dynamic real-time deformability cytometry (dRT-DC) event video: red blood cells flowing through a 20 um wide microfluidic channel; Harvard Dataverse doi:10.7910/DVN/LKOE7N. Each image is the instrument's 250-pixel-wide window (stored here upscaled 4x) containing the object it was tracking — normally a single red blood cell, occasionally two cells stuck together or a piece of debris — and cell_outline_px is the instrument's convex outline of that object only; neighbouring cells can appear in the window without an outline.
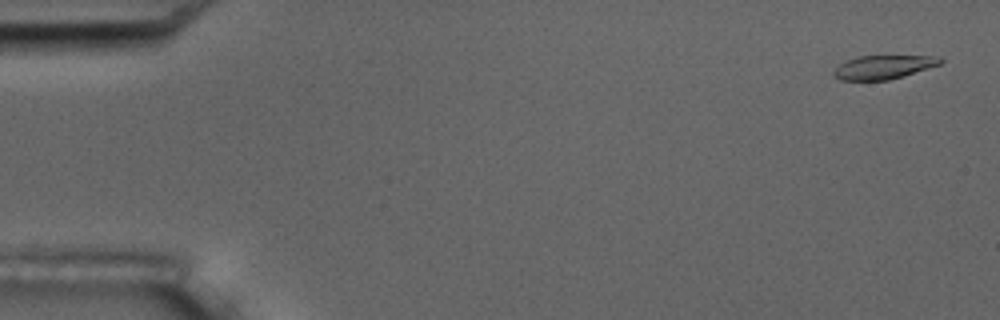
{"species": "common noctule bat (a hibernating species)", "species_latin": "Nyctalus noctula", "temperature_condition": "room temperature", "stored_images_in_passage": 6, "camera_frame_rate_fps": 3000, "um_per_image_px": 0.085, "animal": {"sex": "male", "body_mass_g": 17.5, "forearm_length_mm": 52.3}, "frame": {"image": 1, "passage_image": 1, "time_ms": 0.0, "image_size_px": [1000, 320], "cell_outline_px": [[944, 60], [940, 64], [904, 76], [888, 80], [840, 80], [832, 76], [832, 72], [840, 64], [848, 60], [860, 56], [940, 56]], "centroid_in_image_um": [75.09, 5.71], "position_along_channel_um": 9.9, "area_um2": 14.68}}